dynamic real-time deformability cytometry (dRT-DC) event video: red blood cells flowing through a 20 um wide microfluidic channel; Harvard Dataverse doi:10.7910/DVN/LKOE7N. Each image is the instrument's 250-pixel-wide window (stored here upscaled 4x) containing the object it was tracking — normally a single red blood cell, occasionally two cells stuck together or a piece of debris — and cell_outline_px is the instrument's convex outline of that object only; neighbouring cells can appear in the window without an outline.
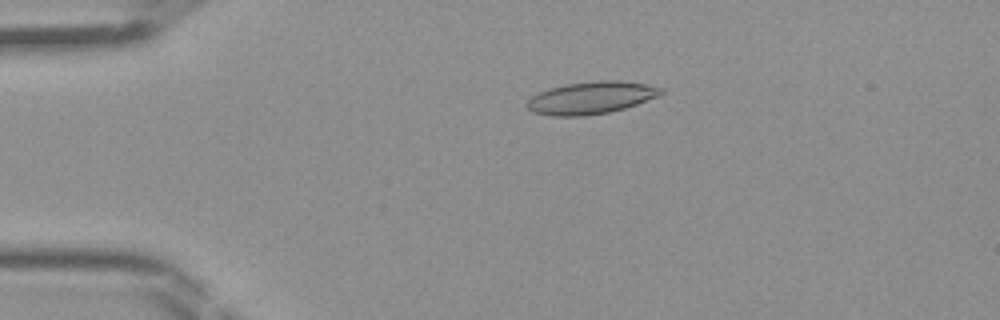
{"species": "Egyptian fruit bat (a non-hibernating species)", "species_latin": "Rousettus aegyptiacus", "temperature_condition": "room temperature", "stored_images_in_passage": 46, "camera_frame_rate_fps": 3000, "um_per_image_px": 0.085, "frame": {"image": 1, "passage_image": 10, "time_ms": 3.0, "image_size_px": [1000, 320], "cell_outline_px": [[664, 92], [656, 96], [636, 104], [624, 108], [608, 112], [584, 116], [552, 116], [532, 112], [524, 104], [532, 96], [540, 92], [552, 88], [568, 84], [600, 80], [620, 80], [648, 84], [664, 88]], "centroid_in_image_um": [50.24, 8.31], "position_along_channel_um": 34.8, "area_um2": 25.09}}
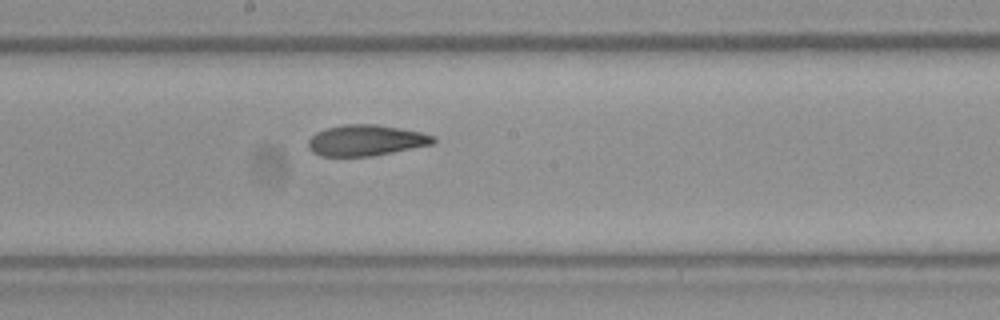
{"frame": {"image": 2, "passage_image": 25, "time_ms": 8.0, "image_size_px": [1000, 320], "cell_outline_px": [[436, 140], [432, 144], [372, 156], [320, 156], [312, 152], [308, 148], [308, 140], [316, 132], [324, 128], [344, 124], [376, 124], [400, 128], [420, 132], [436, 136]], "centroid_in_image_um": [31.07, 11.92], "position_along_channel_um": 217.1, "area_um2": 22.6}}
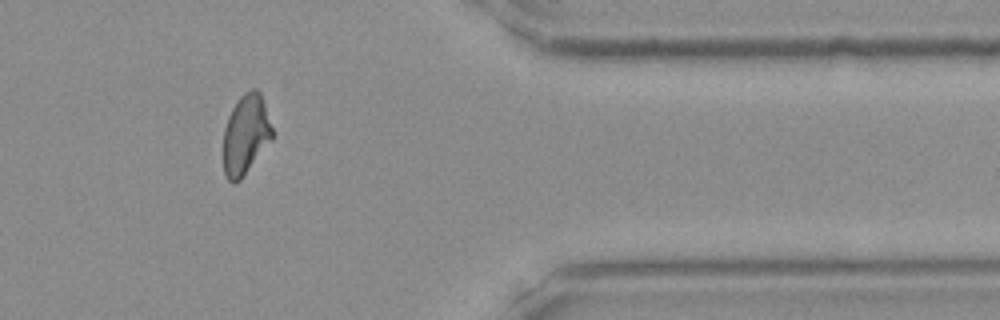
{"frame": {"image": 3, "passage_image": 38, "time_ms": 12.333, "image_size_px": [1000, 320], "cell_outline_px": [[272, 140], [240, 180], [236, 184], [232, 184], [224, 176], [224, 128], [228, 116], [232, 108], [240, 96], [244, 92], [252, 88], [256, 88], [260, 92], [272, 128]], "centroid_in_image_um": [20.87, 11.46], "position_along_channel_um": 390.5, "area_um2": 22.72}}